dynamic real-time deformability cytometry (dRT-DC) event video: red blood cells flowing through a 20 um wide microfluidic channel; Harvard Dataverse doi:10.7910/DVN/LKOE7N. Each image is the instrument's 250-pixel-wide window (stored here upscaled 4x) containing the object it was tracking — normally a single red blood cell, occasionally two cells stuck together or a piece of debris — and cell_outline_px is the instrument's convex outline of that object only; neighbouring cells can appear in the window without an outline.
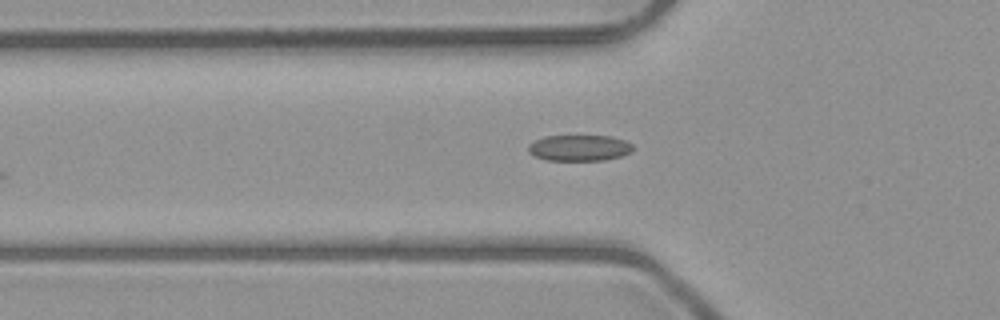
{"species": "common noctule bat (a hibernating species)", "species_latin": "Nyctalus noctula", "temperature_condition": "room temperature", "stored_images_in_passage": 14, "camera_frame_rate_fps": 3000, "um_per_image_px": 0.085, "animal": {"sex": "male", "body_mass_g": 23.1, "forearm_length_mm": 52.7}, "frame": {"image": 1, "passage_image": 3, "time_ms": 0.667, "image_size_px": [1000, 320], "cell_outline_px": [[632, 152], [620, 156], [604, 160], [544, 160], [528, 152], [528, 144], [544, 136], [612, 136], [624, 140], [632, 144]], "centroid_in_image_um": [49.23, 12.57], "position_along_channel_um": 76.6, "area_um2": 15.84}}
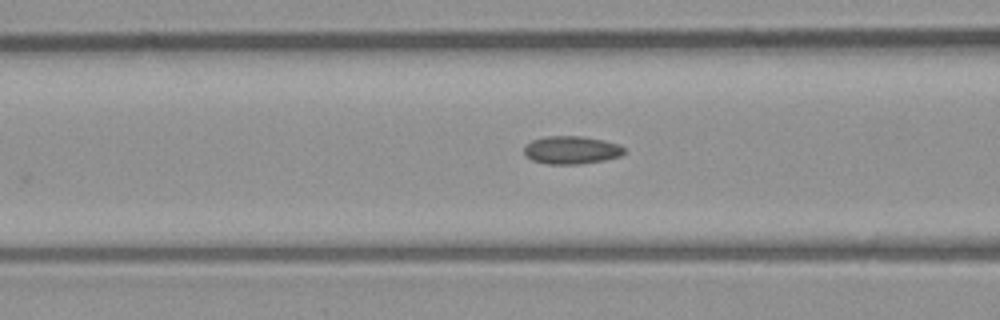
{"frame": {"image": 2, "passage_image": 6, "time_ms": 1.667, "image_size_px": [1000, 320], "cell_outline_px": [[624, 152], [620, 156], [604, 160], [580, 164], [548, 164], [532, 160], [524, 156], [524, 144], [532, 140], [544, 136], [580, 136], [604, 140], [620, 144], [624, 148]], "centroid_in_image_um": [48.53, 12.75], "position_along_channel_um": 118.1, "area_um2": 16.47}}
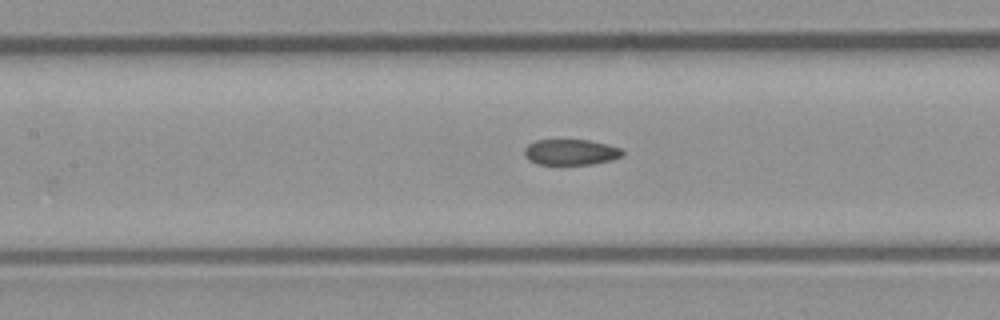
{"frame": {"image": 3, "passage_image": 9, "time_ms": 2.667, "image_size_px": [1000, 320], "cell_outline_px": [[624, 156], [612, 160], [592, 164], [536, 164], [528, 160], [524, 156], [524, 148], [528, 144], [536, 140], [588, 140], [608, 144], [620, 148], [624, 152]], "centroid_in_image_um": [48.51, 12.93], "position_along_channel_um": 158.9, "area_um2": 14.85}}